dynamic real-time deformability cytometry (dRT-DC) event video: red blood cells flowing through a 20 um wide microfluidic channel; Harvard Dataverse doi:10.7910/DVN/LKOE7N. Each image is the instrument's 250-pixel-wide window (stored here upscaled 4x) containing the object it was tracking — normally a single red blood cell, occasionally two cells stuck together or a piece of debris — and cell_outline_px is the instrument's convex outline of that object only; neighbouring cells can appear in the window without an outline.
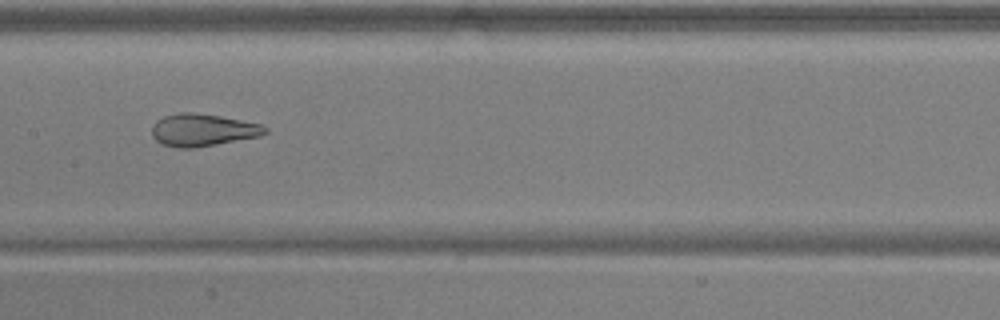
{"species": "common noctule bat (a hibernating species)", "species_latin": "Nyctalus noctula", "temperature_condition": "warm", "stored_images_in_passage": 8, "camera_frame_rate_fps": 3000, "um_per_image_px": 0.085, "animal": {"sex": "male", "body_mass_g": 17.9, "forearm_length_mm": 54.2}, "frame": {"image": 1, "passage_image": 8, "time_ms": 2.333, "image_size_px": [1000, 320], "cell_outline_px": [[268, 132], [260, 136], [216, 144], [192, 148], [180, 148], [160, 144], [152, 136], [152, 124], [156, 120], [164, 116], [180, 112], [192, 112], [220, 116], [260, 124], [268, 128]], "centroid_in_image_um": [17.2, 11.05], "position_along_channel_um": 190.2, "area_um2": 21.33}}